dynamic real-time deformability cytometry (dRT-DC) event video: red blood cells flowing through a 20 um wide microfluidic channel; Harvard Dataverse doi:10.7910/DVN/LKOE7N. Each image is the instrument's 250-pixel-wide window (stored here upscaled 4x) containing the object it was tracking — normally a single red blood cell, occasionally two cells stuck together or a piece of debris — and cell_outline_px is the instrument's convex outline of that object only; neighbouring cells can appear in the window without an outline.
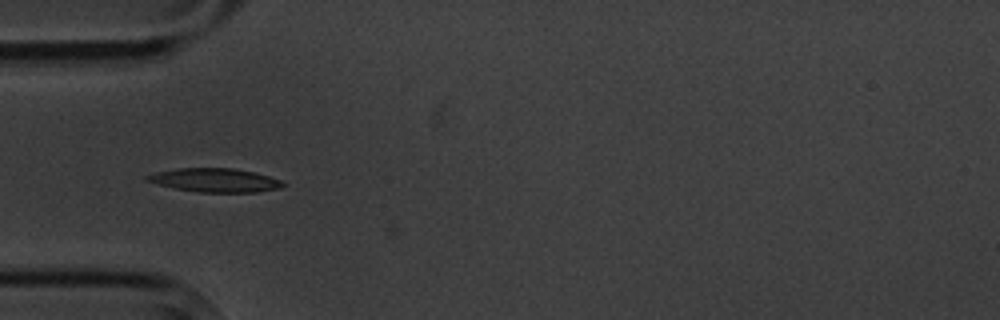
{"species": "common noctule bat (a hibernating species)", "species_latin": "Nyctalus noctula", "temperature_condition": "cold", "stored_images_in_passage": 10, "camera_frame_rate_fps": 3000, "um_per_image_px": 0.085, "animal": {"sex": "male", "body_mass_g": 20.1, "forearm_length_mm": 53.5}, "frame": {"image": 1, "passage_image": 5, "time_ms": 4.667, "image_size_px": [1000, 320], "cell_outline_px": [[284, 184], [280, 188], [256, 192], [200, 192], [176, 188], [144, 180], [144, 176], [156, 172], [176, 168], [232, 168], [252, 172], [268, 176], [280, 180]], "centroid_in_image_um": [18.24, 15.31], "position_along_channel_um": 66.8, "area_um2": 18.5}}
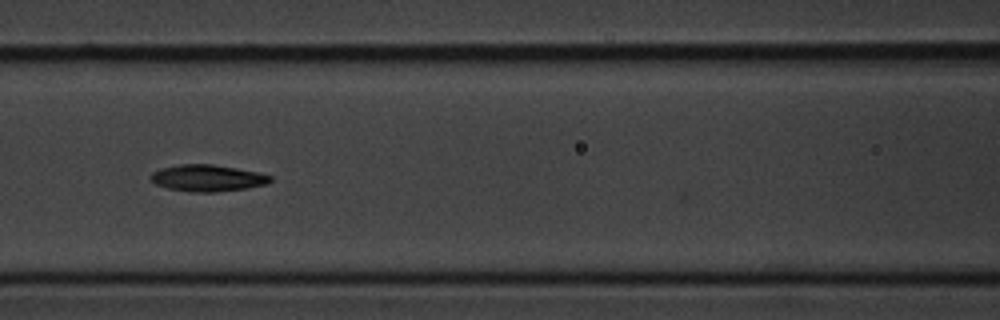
{"frame": {"image": 2, "passage_image": 7, "time_ms": 7.0, "image_size_px": [1000, 320], "cell_outline_px": [[272, 180], [268, 184], [244, 188], [216, 192], [192, 192], [168, 188], [156, 184], [148, 176], [152, 172], [160, 168], [180, 164], [212, 164], [260, 172], [272, 176]], "centroid_in_image_um": [17.64, 15.13], "position_along_channel_um": 149.0, "area_um2": 18.61}}
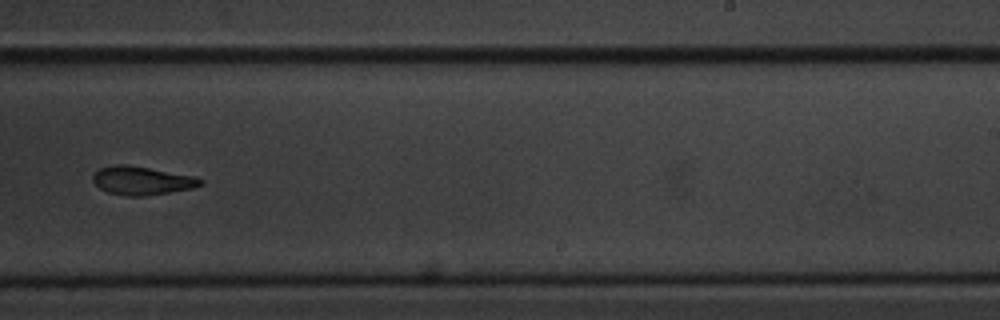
{"frame": {"image": 3, "passage_image": 10, "time_ms": 10.667, "image_size_px": [1000, 320], "cell_outline_px": [[204, 184], [192, 188], [144, 196], [128, 196], [108, 192], [100, 188], [92, 180], [92, 176], [100, 168], [116, 164], [128, 164], [196, 176], [204, 180]], "centroid_in_image_um": [12.09, 15.34], "position_along_channel_um": 276.9, "area_um2": 17.86}}